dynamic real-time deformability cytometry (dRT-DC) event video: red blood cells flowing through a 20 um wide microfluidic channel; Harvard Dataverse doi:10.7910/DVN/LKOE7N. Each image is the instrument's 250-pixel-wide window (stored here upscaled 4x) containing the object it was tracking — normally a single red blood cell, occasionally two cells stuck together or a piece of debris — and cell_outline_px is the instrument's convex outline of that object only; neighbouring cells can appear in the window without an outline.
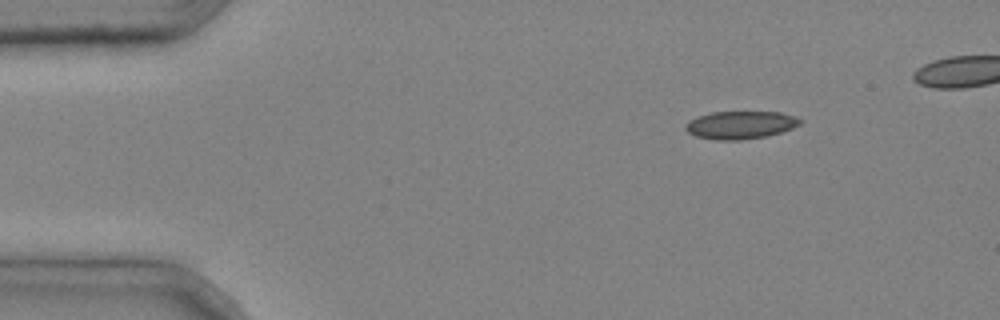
{"species": "common noctule bat (a hibernating species)", "species_latin": "Nyctalus noctula", "temperature_condition": "cold", "stored_images_in_passage": 4, "camera_frame_rate_fps": 3000, "um_per_image_px": 0.085, "animal": {"sex": "male", "body_mass_g": 20.4}, "frame": {"image": 1, "passage_image": 4, "time_ms": 1.0, "image_size_px": [1000, 320], "cell_outline_px": [[804, 120], [800, 124], [792, 128], [768, 136], [740, 140], [716, 140], [696, 136], [688, 132], [684, 128], [688, 120], [696, 116], [712, 112], [780, 112], [796, 116]], "centroid_in_image_um": [62.94, 10.62], "position_along_channel_um": 22.1, "area_um2": 18.73}}